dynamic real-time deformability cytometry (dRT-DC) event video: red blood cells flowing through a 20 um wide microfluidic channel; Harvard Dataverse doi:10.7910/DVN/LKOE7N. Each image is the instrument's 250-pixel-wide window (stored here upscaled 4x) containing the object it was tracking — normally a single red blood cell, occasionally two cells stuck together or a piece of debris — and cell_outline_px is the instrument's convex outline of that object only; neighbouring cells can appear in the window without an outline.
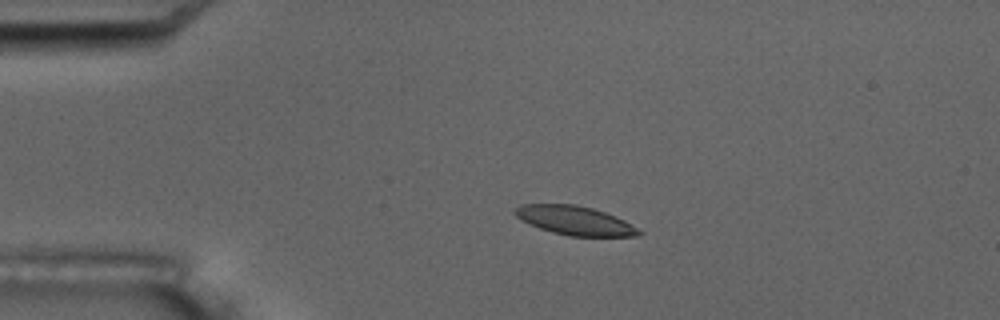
{"species": "common noctule bat (a hibernating species)", "species_latin": "Nyctalus noctula", "temperature_condition": "room temperature", "stored_images_in_passage": 4, "camera_frame_rate_fps": 3000, "um_per_image_px": 0.085, "animal": {"sex": "male", "body_mass_g": 17.5, "forearm_length_mm": 52.3}, "frame": {"image": 1, "passage_image": 3, "time_ms": 3.0, "image_size_px": [1000, 320], "cell_outline_px": [[644, 232], [640, 236], [568, 236], [552, 232], [540, 228], [520, 220], [512, 212], [520, 204], [576, 204], [592, 208], [616, 216], [624, 220]], "centroid_in_image_um": [48.86, 18.74], "position_along_channel_um": 36.1, "area_um2": 20.98}}